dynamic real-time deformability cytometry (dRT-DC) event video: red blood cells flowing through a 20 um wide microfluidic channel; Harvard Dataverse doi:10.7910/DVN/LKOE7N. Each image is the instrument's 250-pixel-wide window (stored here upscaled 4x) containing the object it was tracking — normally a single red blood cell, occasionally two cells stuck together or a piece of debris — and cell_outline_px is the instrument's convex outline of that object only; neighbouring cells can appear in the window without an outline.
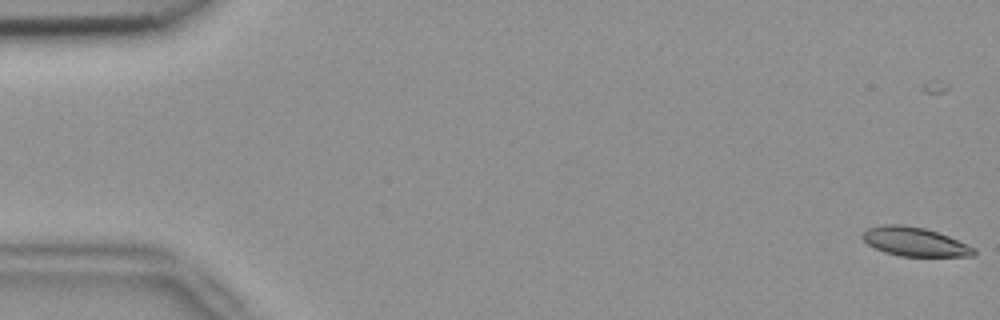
{"species": "common noctule bat (a hibernating species)", "species_latin": "Nyctalus noctula", "temperature_condition": "room temperature", "stored_images_in_passage": 17, "camera_frame_rate_fps": 3000, "um_per_image_px": 0.085, "animal": {"sex": "female", "body_mass_g": 18.4}, "frame": {"image": 1, "passage_image": 2, "time_ms": 0.333, "image_size_px": [1000, 320], "cell_outline_px": [[976, 252], [972, 256], [900, 256], [884, 252], [868, 244], [860, 236], [868, 228], [884, 224], [904, 224], [924, 228], [948, 236], [968, 244], [976, 248]], "centroid_in_image_um": [77.75, 20.54], "position_along_channel_um": 7.2, "area_um2": 18.73}}
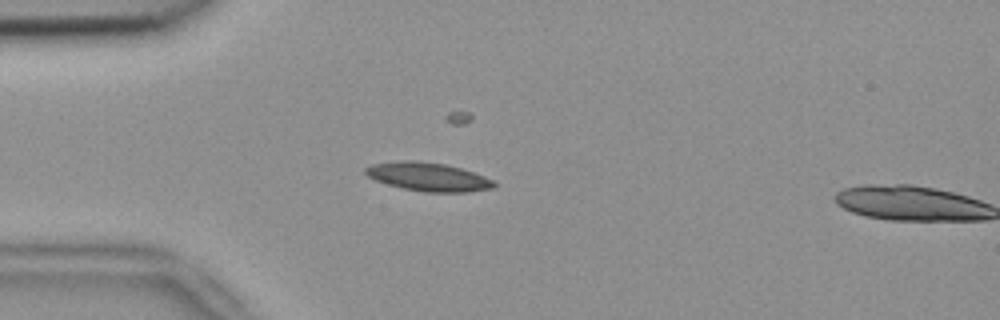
{"frame": {"image": 2, "passage_image": 16, "time_ms": 5.0, "image_size_px": [1000, 320], "cell_outline_px": [[496, 188], [468, 192], [424, 192], [404, 188], [388, 184], [376, 180], [368, 176], [364, 172], [364, 168], [372, 164], [404, 160], [408, 160], [444, 164], [460, 168], [484, 176], [492, 180], [496, 184]], "centroid_in_image_um": [36.41, 15.04], "position_along_channel_um": 48.6, "area_um2": 21.15}}